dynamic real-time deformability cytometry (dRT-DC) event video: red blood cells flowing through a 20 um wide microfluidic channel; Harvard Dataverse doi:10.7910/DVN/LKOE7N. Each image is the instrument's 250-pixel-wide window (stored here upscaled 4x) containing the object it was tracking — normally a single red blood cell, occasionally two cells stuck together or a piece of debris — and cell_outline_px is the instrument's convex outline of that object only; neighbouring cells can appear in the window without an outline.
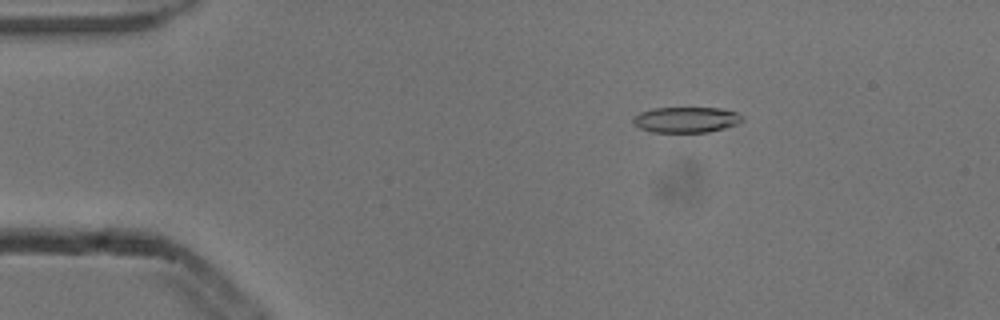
{"species": "common noctule bat (a hibernating species)", "species_latin": "Nyctalus noctula", "temperature_condition": "cold", "stored_images_in_passage": 5, "camera_frame_rate_fps": 3000, "um_per_image_px": 0.085, "animal": {"sex": "male", "body_mass_g": 13.3}, "frame": {"image": 1, "passage_image": 3, "time_ms": 0.667, "image_size_px": [1000, 320], "cell_outline_px": [[744, 120], [736, 124], [724, 128], [708, 132], [652, 132], [640, 128], [632, 120], [640, 112], [652, 108], [720, 108], [736, 112]], "centroid_in_image_um": [58.32, 10.17], "position_along_channel_um": 26.7, "area_um2": 16.13}}
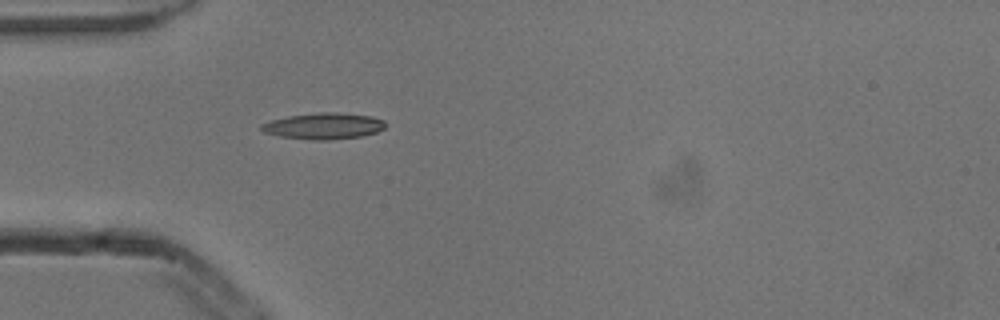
{"frame": {"image": 2, "passage_image": 5, "time_ms": 1.333, "image_size_px": [1000, 320], "cell_outline_px": [[384, 128], [376, 132], [364, 136], [328, 140], [312, 140], [280, 136], [264, 132], [260, 128], [260, 124], [272, 120], [288, 116], [320, 112], [336, 112], [372, 116], [384, 120]], "centroid_in_image_um": [27.52, 10.71], "position_along_channel_um": 57.5, "area_um2": 18.96}}